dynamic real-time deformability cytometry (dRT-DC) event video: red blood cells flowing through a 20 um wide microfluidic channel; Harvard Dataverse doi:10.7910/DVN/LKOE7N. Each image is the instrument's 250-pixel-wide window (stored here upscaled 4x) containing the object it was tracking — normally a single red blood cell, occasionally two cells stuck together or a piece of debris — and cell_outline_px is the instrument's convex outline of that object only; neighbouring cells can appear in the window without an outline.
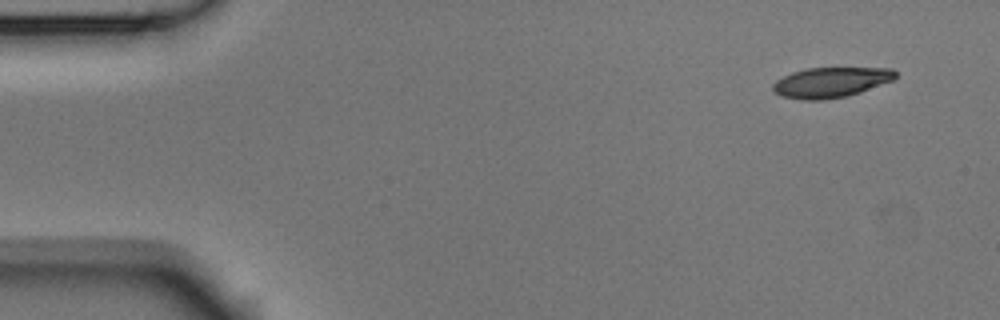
{"species": "Egyptian fruit bat (a non-hibernating species)", "species_latin": "Rousettus aegyptiacus", "temperature_condition": "room temperature", "stored_images_in_passage": 51, "segment_of_instrument_passage": [1, 2], "camera_frame_rate_fps": 3000, "um_per_image_px": 0.085, "animal": {"sex": "male"}, "frame": {"image": 1, "passage_image": 1, "time_ms": 0.0, "image_size_px": [1000, 320], "cell_outline_px": [[896, 76], [892, 80], [860, 92], [844, 96], [824, 100], [800, 100], [780, 96], [772, 88], [772, 84], [776, 80], [792, 72], [808, 68], [892, 68], [896, 72]], "centroid_in_image_um": [70.58, 7.0], "position_along_channel_um": 14.4, "area_um2": 21.44}}
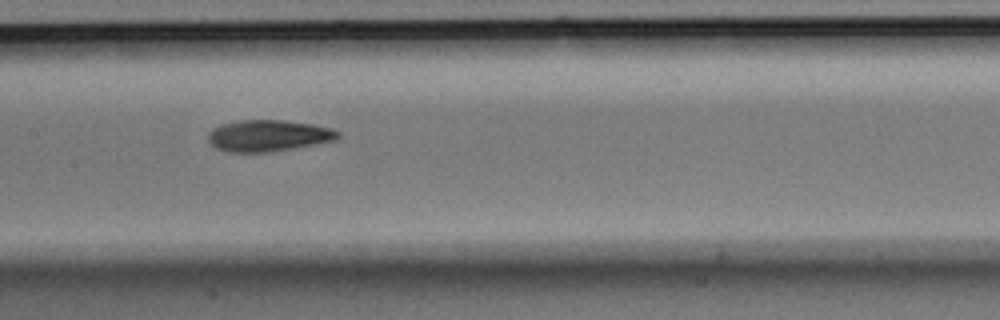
{"frame": {"image": 2, "passage_image": 23, "time_ms": 7.333, "image_size_px": [1000, 320], "cell_outline_px": [[340, 136], [336, 140], [292, 148], [268, 152], [228, 152], [216, 148], [208, 140], [208, 132], [212, 128], [220, 124], [240, 120], [284, 120], [312, 124], [332, 128], [340, 132]], "centroid_in_image_um": [22.79, 11.52], "position_along_channel_um": 184.6, "area_um2": 23.81}}
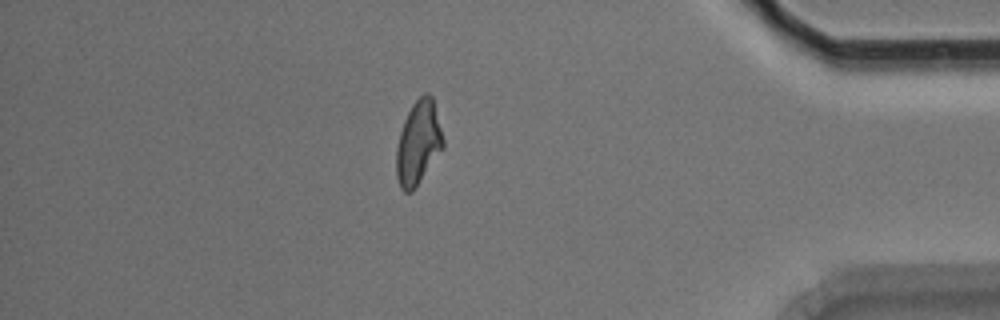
{"frame": {"image": 3, "passage_image": 43, "time_ms": 14.0, "image_size_px": [1000, 320], "cell_outline_px": [[444, 148], [412, 192], [404, 192], [400, 188], [396, 176], [396, 148], [400, 132], [404, 120], [412, 104], [424, 92], [428, 92], [432, 96], [444, 140]], "centroid_in_image_um": [35.55, 12.15], "position_along_channel_um": 399.6, "area_um2": 22.89}}